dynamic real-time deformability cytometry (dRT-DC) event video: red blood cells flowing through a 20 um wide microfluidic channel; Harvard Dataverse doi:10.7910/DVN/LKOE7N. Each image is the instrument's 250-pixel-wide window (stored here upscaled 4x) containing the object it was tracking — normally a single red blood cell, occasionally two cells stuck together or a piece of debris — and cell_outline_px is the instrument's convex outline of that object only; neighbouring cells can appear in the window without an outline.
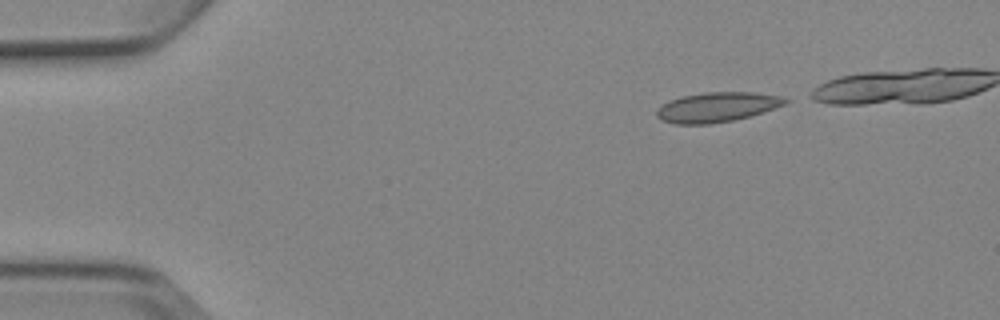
{"species": "Egyptian fruit bat (a non-hibernating species)", "species_latin": "Rousettus aegyptiacus", "temperature_condition": "cold", "stored_images_in_passage": 4, "camera_frame_rate_fps": 3000, "um_per_image_px": 0.085, "animal": {"sex": "female"}, "frame": {"image": 1, "passage_image": 1, "time_ms": 0.0, "image_size_px": [1000, 320], "cell_outline_px": [[792, 100], [784, 104], [748, 116], [732, 120], [708, 124], [676, 124], [660, 120], [656, 116], [656, 112], [660, 104], [668, 100], [680, 96], [704, 92], [752, 92], [780, 96]], "centroid_in_image_um": [60.86, 9.09], "position_along_channel_um": 24.1, "area_um2": 22.25}}